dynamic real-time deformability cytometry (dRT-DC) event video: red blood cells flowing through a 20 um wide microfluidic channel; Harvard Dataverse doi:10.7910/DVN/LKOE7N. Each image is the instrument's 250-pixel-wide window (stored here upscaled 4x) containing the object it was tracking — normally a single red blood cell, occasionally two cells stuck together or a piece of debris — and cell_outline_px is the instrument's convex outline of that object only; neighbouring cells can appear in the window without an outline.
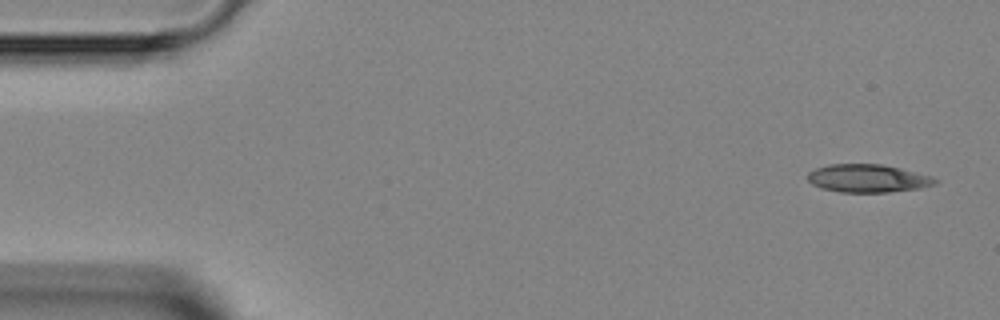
{"species": "Egyptian fruit bat (a non-hibernating species)", "species_latin": "Rousettus aegyptiacus", "temperature_condition": "room temperature", "stored_images_in_passage": 4, "camera_frame_rate_fps": 3000, "um_per_image_px": 0.085, "animal": {"sex": "female"}, "frame": {"image": 1, "passage_image": 1, "time_ms": 0.0, "image_size_px": [1000, 320], "cell_outline_px": [[940, 180], [936, 184], [920, 188], [888, 192], [840, 192], [820, 188], [812, 184], [808, 180], [808, 172], [816, 168], [828, 164], [880, 164], [900, 168], [932, 176]], "centroid_in_image_um": [73.77, 15.16], "position_along_channel_um": 11.2, "area_um2": 20.87}}
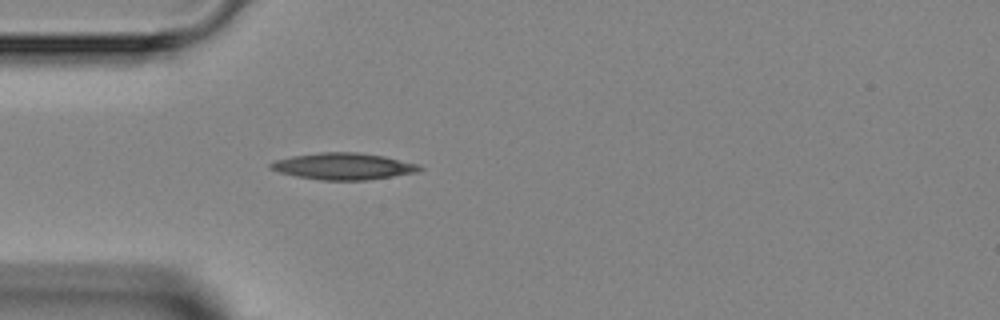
{"frame": {"image": 2, "passage_image": 4, "time_ms": 3.667, "image_size_px": [1000, 320], "cell_outline_px": [[424, 168], [416, 172], [368, 180], [320, 180], [296, 176], [280, 172], [268, 168], [268, 164], [276, 160], [292, 156], [320, 152], [356, 152], [384, 156], [420, 164]], "centroid_in_image_um": [29.19, 14.13], "position_along_channel_um": 55.8, "area_um2": 23.12}}